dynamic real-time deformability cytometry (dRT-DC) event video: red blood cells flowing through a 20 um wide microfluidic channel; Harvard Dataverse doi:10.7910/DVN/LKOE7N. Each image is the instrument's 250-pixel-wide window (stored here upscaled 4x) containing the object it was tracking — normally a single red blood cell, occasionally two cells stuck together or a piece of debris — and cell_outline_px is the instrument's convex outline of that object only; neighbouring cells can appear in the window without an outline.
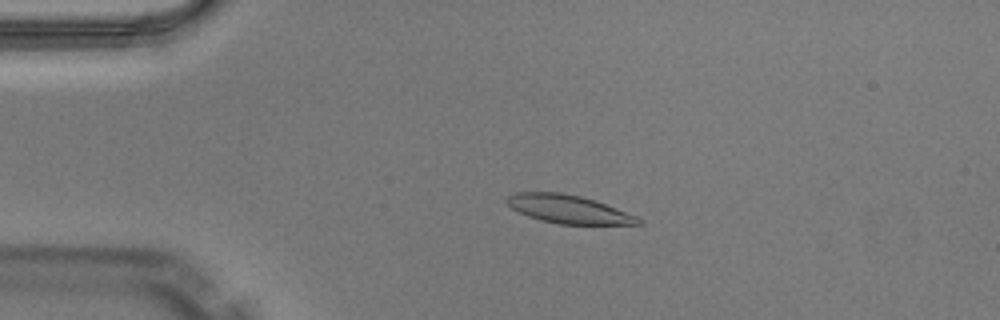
{"species": "Egyptian fruit bat (a non-hibernating species)", "species_latin": "Rousettus aegyptiacus", "temperature_condition": "warm", "stored_images_in_passage": 48, "camera_frame_rate_fps": 3000, "um_per_image_px": 0.085, "animal": {"sex": "male"}, "frame": {"image": 1, "passage_image": 10, "time_ms": 3.0, "image_size_px": [1000, 320], "cell_outline_px": [[644, 224], [560, 224], [540, 220], [528, 216], [512, 208], [504, 200], [508, 196], [516, 192], [560, 192], [580, 196], [596, 200], [636, 216], [644, 220]], "centroid_in_image_um": [48.33, 17.78], "position_along_channel_um": 36.7, "area_um2": 21.62}}
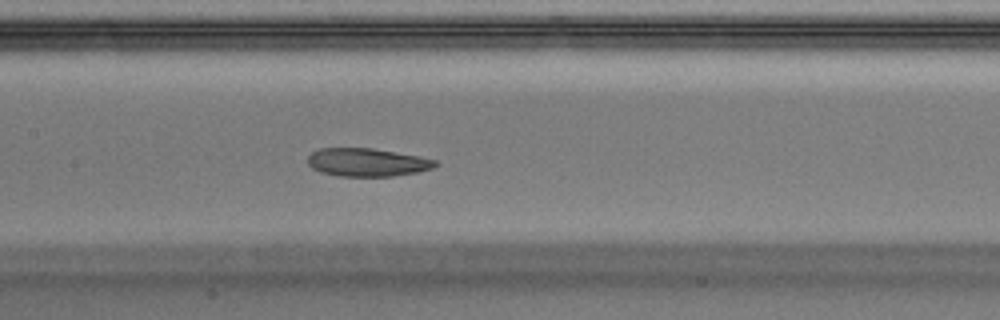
{"frame": {"image": 2, "passage_image": 23, "time_ms": 7.333, "image_size_px": [1000, 320], "cell_outline_px": [[440, 164], [432, 168], [416, 172], [392, 176], [340, 176], [320, 172], [312, 168], [308, 164], [308, 156], [312, 152], [320, 148], [372, 148], [420, 156], [436, 160]], "centroid_in_image_um": [31.21, 13.79], "position_along_channel_um": 176.2, "area_um2": 20.92}}
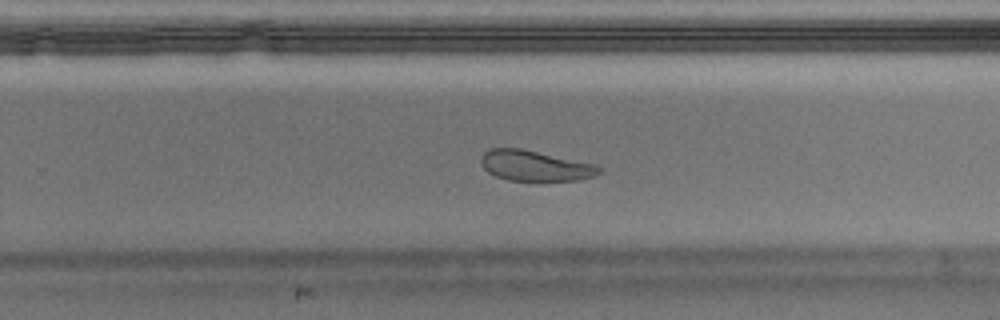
{"frame": {"image": 3, "passage_image": 31, "time_ms": 10.0, "image_size_px": [1000, 320], "cell_outline_px": [[604, 168], [600, 172], [592, 176], [576, 180], [508, 180], [496, 176], [488, 172], [480, 164], [480, 156], [484, 152], [492, 148], [520, 148], [596, 164]], "centroid_in_image_um": [45.46, 14.08], "position_along_channel_um": 284.3, "area_um2": 20.87}, "authors_computed_cell_mechanics": {"area_um2": 22.8599, "velocity_mm_per_s": 4.0709, "shape_relaxation_time_tau1_ms": null, "shape_relaxation_time_tau2_ms": 3.2518, "deformation_change_tau1": null, "deformation_change_tau2": 0.0914}}